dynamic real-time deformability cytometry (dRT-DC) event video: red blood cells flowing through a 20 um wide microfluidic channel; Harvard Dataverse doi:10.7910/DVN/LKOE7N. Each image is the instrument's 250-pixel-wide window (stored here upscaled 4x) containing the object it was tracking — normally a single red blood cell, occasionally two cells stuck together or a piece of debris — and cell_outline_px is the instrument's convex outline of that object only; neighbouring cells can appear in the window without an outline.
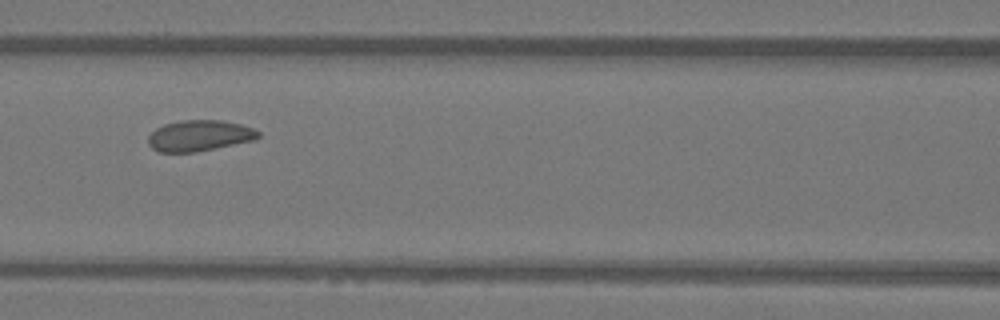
{"species": "Egyptian fruit bat (a non-hibernating species)", "species_latin": "Rousettus aegyptiacus", "temperature_condition": "warm", "stored_images_in_passage": 9, "camera_frame_rate_fps": 3000, "um_per_image_px": 0.085, "animal": {"sex": "female"}, "frame": {"image": 1, "passage_image": 6, "time_ms": 1.667, "image_size_px": [1000, 320], "cell_outline_px": [[260, 136], [256, 140], [196, 152], [160, 152], [152, 148], [148, 144], [148, 136], [156, 128], [164, 124], [180, 120], [220, 120], [240, 124], [252, 128], [260, 132]], "centroid_in_image_um": [16.95, 11.53], "position_along_channel_um": 149.6, "area_um2": 19.94}}
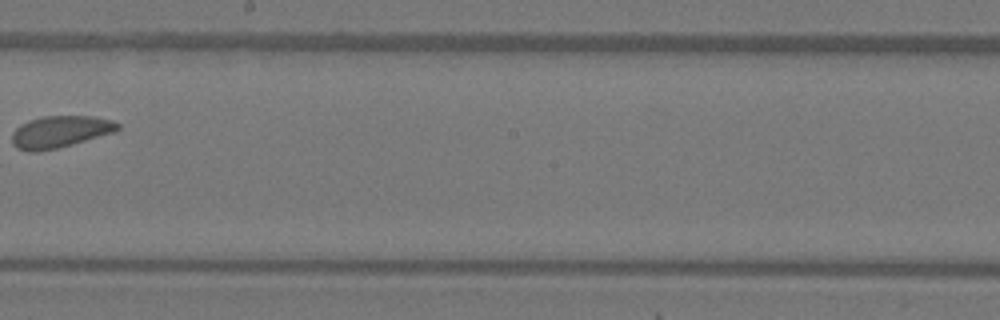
{"frame": {"image": 2, "passage_image": 8, "time_ms": 2.333, "image_size_px": [1000, 320], "cell_outline_px": [[120, 128], [112, 132], [72, 144], [56, 148], [36, 152], [28, 152], [16, 148], [12, 144], [12, 132], [20, 124], [28, 120], [44, 116], [92, 116], [112, 120], [120, 124]], "centroid_in_image_um": [5.05, 11.19], "position_along_channel_um": 243.2, "area_um2": 19.54}}
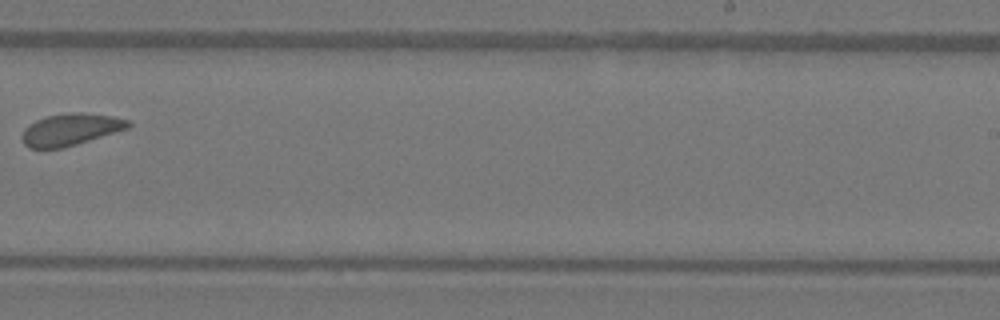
{"frame": {"image": 3, "passage_image": 9, "time_ms": 2.667, "image_size_px": [1000, 320], "cell_outline_px": [[132, 124], [128, 128], [76, 144], [60, 148], [28, 148], [24, 144], [20, 136], [24, 128], [28, 124], [36, 120], [48, 116], [80, 112], [112, 116], [128, 120]], "centroid_in_image_um": [5.95, 11.01], "position_along_channel_um": 283.0, "area_um2": 19.48}}